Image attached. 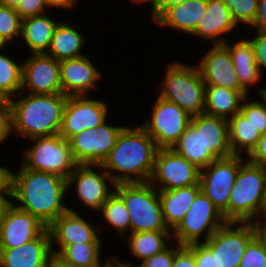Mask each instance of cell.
<instances>
[{"instance_id": "cell-40", "label": "cell", "mask_w": 266, "mask_h": 267, "mask_svg": "<svg viewBox=\"0 0 266 267\" xmlns=\"http://www.w3.org/2000/svg\"><path fill=\"white\" fill-rule=\"evenodd\" d=\"M239 267H266V247L257 236L246 246Z\"/></svg>"}, {"instance_id": "cell-51", "label": "cell", "mask_w": 266, "mask_h": 267, "mask_svg": "<svg viewBox=\"0 0 266 267\" xmlns=\"http://www.w3.org/2000/svg\"><path fill=\"white\" fill-rule=\"evenodd\" d=\"M253 224L256 236L266 247V214L261 215Z\"/></svg>"}, {"instance_id": "cell-54", "label": "cell", "mask_w": 266, "mask_h": 267, "mask_svg": "<svg viewBox=\"0 0 266 267\" xmlns=\"http://www.w3.org/2000/svg\"><path fill=\"white\" fill-rule=\"evenodd\" d=\"M20 0H0V5L16 7L19 4Z\"/></svg>"}, {"instance_id": "cell-48", "label": "cell", "mask_w": 266, "mask_h": 267, "mask_svg": "<svg viewBox=\"0 0 266 267\" xmlns=\"http://www.w3.org/2000/svg\"><path fill=\"white\" fill-rule=\"evenodd\" d=\"M13 174L12 169L0 165V193H13Z\"/></svg>"}, {"instance_id": "cell-44", "label": "cell", "mask_w": 266, "mask_h": 267, "mask_svg": "<svg viewBox=\"0 0 266 267\" xmlns=\"http://www.w3.org/2000/svg\"><path fill=\"white\" fill-rule=\"evenodd\" d=\"M12 108L10 102L0 107V144L6 143L12 134Z\"/></svg>"}, {"instance_id": "cell-55", "label": "cell", "mask_w": 266, "mask_h": 267, "mask_svg": "<svg viewBox=\"0 0 266 267\" xmlns=\"http://www.w3.org/2000/svg\"><path fill=\"white\" fill-rule=\"evenodd\" d=\"M10 102V98L0 90V107H5Z\"/></svg>"}, {"instance_id": "cell-42", "label": "cell", "mask_w": 266, "mask_h": 267, "mask_svg": "<svg viewBox=\"0 0 266 267\" xmlns=\"http://www.w3.org/2000/svg\"><path fill=\"white\" fill-rule=\"evenodd\" d=\"M21 19L33 17L50 11L45 0H20L15 7Z\"/></svg>"}, {"instance_id": "cell-29", "label": "cell", "mask_w": 266, "mask_h": 267, "mask_svg": "<svg viewBox=\"0 0 266 267\" xmlns=\"http://www.w3.org/2000/svg\"><path fill=\"white\" fill-rule=\"evenodd\" d=\"M245 97L240 90L206 85L204 113L229 119L240 112Z\"/></svg>"}, {"instance_id": "cell-9", "label": "cell", "mask_w": 266, "mask_h": 267, "mask_svg": "<svg viewBox=\"0 0 266 267\" xmlns=\"http://www.w3.org/2000/svg\"><path fill=\"white\" fill-rule=\"evenodd\" d=\"M150 105L151 114L142 127L153 138L158 149H172L191 122V116L176 103L157 96Z\"/></svg>"}, {"instance_id": "cell-49", "label": "cell", "mask_w": 266, "mask_h": 267, "mask_svg": "<svg viewBox=\"0 0 266 267\" xmlns=\"http://www.w3.org/2000/svg\"><path fill=\"white\" fill-rule=\"evenodd\" d=\"M266 30V0H258V10L253 24L245 30H249L250 33L252 30Z\"/></svg>"}, {"instance_id": "cell-33", "label": "cell", "mask_w": 266, "mask_h": 267, "mask_svg": "<svg viewBox=\"0 0 266 267\" xmlns=\"http://www.w3.org/2000/svg\"><path fill=\"white\" fill-rule=\"evenodd\" d=\"M229 143L233 155L247 157L256 147L261 134L241 112L228 119Z\"/></svg>"}, {"instance_id": "cell-5", "label": "cell", "mask_w": 266, "mask_h": 267, "mask_svg": "<svg viewBox=\"0 0 266 267\" xmlns=\"http://www.w3.org/2000/svg\"><path fill=\"white\" fill-rule=\"evenodd\" d=\"M266 168L241 164L228 203V222H254L262 215Z\"/></svg>"}, {"instance_id": "cell-2", "label": "cell", "mask_w": 266, "mask_h": 267, "mask_svg": "<svg viewBox=\"0 0 266 267\" xmlns=\"http://www.w3.org/2000/svg\"><path fill=\"white\" fill-rule=\"evenodd\" d=\"M157 151L155 141L141 124L125 125L102 166L115 184L149 182Z\"/></svg>"}, {"instance_id": "cell-39", "label": "cell", "mask_w": 266, "mask_h": 267, "mask_svg": "<svg viewBox=\"0 0 266 267\" xmlns=\"http://www.w3.org/2000/svg\"><path fill=\"white\" fill-rule=\"evenodd\" d=\"M259 98L251 100L246 96L242 102L240 112L250 120L253 127L261 134L266 133V108Z\"/></svg>"}, {"instance_id": "cell-23", "label": "cell", "mask_w": 266, "mask_h": 267, "mask_svg": "<svg viewBox=\"0 0 266 267\" xmlns=\"http://www.w3.org/2000/svg\"><path fill=\"white\" fill-rule=\"evenodd\" d=\"M224 45L229 49L234 69L236 71L238 81L240 84V91H242L246 96H250L251 87L257 88V94L264 88H258V85L263 81L264 78L256 63L255 51L252 43L246 37L239 40H234L233 42L229 40ZM260 82V83H259Z\"/></svg>"}, {"instance_id": "cell-11", "label": "cell", "mask_w": 266, "mask_h": 267, "mask_svg": "<svg viewBox=\"0 0 266 267\" xmlns=\"http://www.w3.org/2000/svg\"><path fill=\"white\" fill-rule=\"evenodd\" d=\"M246 160L245 156L232 155L218 158L200 170V186L203 193L220 210L228 222V203L239 168Z\"/></svg>"}, {"instance_id": "cell-1", "label": "cell", "mask_w": 266, "mask_h": 267, "mask_svg": "<svg viewBox=\"0 0 266 267\" xmlns=\"http://www.w3.org/2000/svg\"><path fill=\"white\" fill-rule=\"evenodd\" d=\"M67 179L49 172L34 171L19 163L13 174V204L32 214L46 227L69 210L63 201Z\"/></svg>"}, {"instance_id": "cell-35", "label": "cell", "mask_w": 266, "mask_h": 267, "mask_svg": "<svg viewBox=\"0 0 266 267\" xmlns=\"http://www.w3.org/2000/svg\"><path fill=\"white\" fill-rule=\"evenodd\" d=\"M5 49L0 48V90L11 99L21 92L23 62L3 54Z\"/></svg>"}, {"instance_id": "cell-20", "label": "cell", "mask_w": 266, "mask_h": 267, "mask_svg": "<svg viewBox=\"0 0 266 267\" xmlns=\"http://www.w3.org/2000/svg\"><path fill=\"white\" fill-rule=\"evenodd\" d=\"M47 227L14 204L0 224V249H12L37 238Z\"/></svg>"}, {"instance_id": "cell-15", "label": "cell", "mask_w": 266, "mask_h": 267, "mask_svg": "<svg viewBox=\"0 0 266 267\" xmlns=\"http://www.w3.org/2000/svg\"><path fill=\"white\" fill-rule=\"evenodd\" d=\"M106 103L99 98H90V95L68 96L59 135L69 140L85 129H96L109 118Z\"/></svg>"}, {"instance_id": "cell-10", "label": "cell", "mask_w": 266, "mask_h": 267, "mask_svg": "<svg viewBox=\"0 0 266 267\" xmlns=\"http://www.w3.org/2000/svg\"><path fill=\"white\" fill-rule=\"evenodd\" d=\"M115 186L102 165H77L67 178V191L74 189V194L78 197L75 198V203L80 201V204L97 214L115 192Z\"/></svg>"}, {"instance_id": "cell-46", "label": "cell", "mask_w": 266, "mask_h": 267, "mask_svg": "<svg viewBox=\"0 0 266 267\" xmlns=\"http://www.w3.org/2000/svg\"><path fill=\"white\" fill-rule=\"evenodd\" d=\"M246 159L251 163L261 165L266 168V133L261 135L256 147L246 157Z\"/></svg>"}, {"instance_id": "cell-36", "label": "cell", "mask_w": 266, "mask_h": 267, "mask_svg": "<svg viewBox=\"0 0 266 267\" xmlns=\"http://www.w3.org/2000/svg\"><path fill=\"white\" fill-rule=\"evenodd\" d=\"M21 23L22 19L14 7L0 5V42L4 46L8 47L20 38Z\"/></svg>"}, {"instance_id": "cell-18", "label": "cell", "mask_w": 266, "mask_h": 267, "mask_svg": "<svg viewBox=\"0 0 266 267\" xmlns=\"http://www.w3.org/2000/svg\"><path fill=\"white\" fill-rule=\"evenodd\" d=\"M92 61L88 55L60 61L63 95L83 96L99 88L98 84L103 79V73Z\"/></svg>"}, {"instance_id": "cell-19", "label": "cell", "mask_w": 266, "mask_h": 267, "mask_svg": "<svg viewBox=\"0 0 266 267\" xmlns=\"http://www.w3.org/2000/svg\"><path fill=\"white\" fill-rule=\"evenodd\" d=\"M202 55L196 65L205 85L240 90L231 53L224 44H215Z\"/></svg>"}, {"instance_id": "cell-45", "label": "cell", "mask_w": 266, "mask_h": 267, "mask_svg": "<svg viewBox=\"0 0 266 267\" xmlns=\"http://www.w3.org/2000/svg\"><path fill=\"white\" fill-rule=\"evenodd\" d=\"M172 267H197L193 251L188 246H181L175 252Z\"/></svg>"}, {"instance_id": "cell-4", "label": "cell", "mask_w": 266, "mask_h": 267, "mask_svg": "<svg viewBox=\"0 0 266 267\" xmlns=\"http://www.w3.org/2000/svg\"><path fill=\"white\" fill-rule=\"evenodd\" d=\"M158 96L176 103L191 117L205 112V88L196 64L172 61L165 65Z\"/></svg>"}, {"instance_id": "cell-38", "label": "cell", "mask_w": 266, "mask_h": 267, "mask_svg": "<svg viewBox=\"0 0 266 267\" xmlns=\"http://www.w3.org/2000/svg\"><path fill=\"white\" fill-rule=\"evenodd\" d=\"M180 247V244L173 241L166 249L145 259L143 262L138 263V265L133 264V261L124 262L115 255L113 256V261L122 267H172L175 252Z\"/></svg>"}, {"instance_id": "cell-24", "label": "cell", "mask_w": 266, "mask_h": 267, "mask_svg": "<svg viewBox=\"0 0 266 267\" xmlns=\"http://www.w3.org/2000/svg\"><path fill=\"white\" fill-rule=\"evenodd\" d=\"M197 130H202V140L217 159L232 156L229 143L228 119L205 113L192 116L190 122Z\"/></svg>"}, {"instance_id": "cell-59", "label": "cell", "mask_w": 266, "mask_h": 267, "mask_svg": "<svg viewBox=\"0 0 266 267\" xmlns=\"http://www.w3.org/2000/svg\"><path fill=\"white\" fill-rule=\"evenodd\" d=\"M4 47V45L0 42V48Z\"/></svg>"}, {"instance_id": "cell-58", "label": "cell", "mask_w": 266, "mask_h": 267, "mask_svg": "<svg viewBox=\"0 0 266 267\" xmlns=\"http://www.w3.org/2000/svg\"><path fill=\"white\" fill-rule=\"evenodd\" d=\"M111 267H122V266L117 265V264L113 261L112 264H111Z\"/></svg>"}, {"instance_id": "cell-27", "label": "cell", "mask_w": 266, "mask_h": 267, "mask_svg": "<svg viewBox=\"0 0 266 267\" xmlns=\"http://www.w3.org/2000/svg\"><path fill=\"white\" fill-rule=\"evenodd\" d=\"M200 190V184L173 190H159L163 218L169 230L173 231L179 225Z\"/></svg>"}, {"instance_id": "cell-22", "label": "cell", "mask_w": 266, "mask_h": 267, "mask_svg": "<svg viewBox=\"0 0 266 267\" xmlns=\"http://www.w3.org/2000/svg\"><path fill=\"white\" fill-rule=\"evenodd\" d=\"M53 256L51 236L46 228L37 238L12 249H0V267H47Z\"/></svg>"}, {"instance_id": "cell-30", "label": "cell", "mask_w": 266, "mask_h": 267, "mask_svg": "<svg viewBox=\"0 0 266 267\" xmlns=\"http://www.w3.org/2000/svg\"><path fill=\"white\" fill-rule=\"evenodd\" d=\"M123 240L128 251L141 262L166 249L172 242L171 230L143 231L128 234Z\"/></svg>"}, {"instance_id": "cell-52", "label": "cell", "mask_w": 266, "mask_h": 267, "mask_svg": "<svg viewBox=\"0 0 266 267\" xmlns=\"http://www.w3.org/2000/svg\"><path fill=\"white\" fill-rule=\"evenodd\" d=\"M13 205V193H0V224Z\"/></svg>"}, {"instance_id": "cell-26", "label": "cell", "mask_w": 266, "mask_h": 267, "mask_svg": "<svg viewBox=\"0 0 266 267\" xmlns=\"http://www.w3.org/2000/svg\"><path fill=\"white\" fill-rule=\"evenodd\" d=\"M60 21L46 12L22 19L20 40L27 46L30 54L46 53L49 49L54 30Z\"/></svg>"}, {"instance_id": "cell-17", "label": "cell", "mask_w": 266, "mask_h": 267, "mask_svg": "<svg viewBox=\"0 0 266 267\" xmlns=\"http://www.w3.org/2000/svg\"><path fill=\"white\" fill-rule=\"evenodd\" d=\"M21 92L44 95L63 94L60 61L45 53L30 54L23 60Z\"/></svg>"}, {"instance_id": "cell-56", "label": "cell", "mask_w": 266, "mask_h": 267, "mask_svg": "<svg viewBox=\"0 0 266 267\" xmlns=\"http://www.w3.org/2000/svg\"><path fill=\"white\" fill-rule=\"evenodd\" d=\"M266 83V82H265ZM260 100H262L265 108H266V84L265 87L258 93Z\"/></svg>"}, {"instance_id": "cell-47", "label": "cell", "mask_w": 266, "mask_h": 267, "mask_svg": "<svg viewBox=\"0 0 266 267\" xmlns=\"http://www.w3.org/2000/svg\"><path fill=\"white\" fill-rule=\"evenodd\" d=\"M188 0H153L151 6V20L154 22L168 7L184 3Z\"/></svg>"}, {"instance_id": "cell-28", "label": "cell", "mask_w": 266, "mask_h": 267, "mask_svg": "<svg viewBox=\"0 0 266 267\" xmlns=\"http://www.w3.org/2000/svg\"><path fill=\"white\" fill-rule=\"evenodd\" d=\"M77 29L73 24L60 20L45 54L58 61L86 55L82 51L84 52L83 48L88 38Z\"/></svg>"}, {"instance_id": "cell-53", "label": "cell", "mask_w": 266, "mask_h": 267, "mask_svg": "<svg viewBox=\"0 0 266 267\" xmlns=\"http://www.w3.org/2000/svg\"><path fill=\"white\" fill-rule=\"evenodd\" d=\"M47 267H73V266H70V265L65 264L58 257H56V256L53 255L49 259V262L47 264Z\"/></svg>"}, {"instance_id": "cell-50", "label": "cell", "mask_w": 266, "mask_h": 267, "mask_svg": "<svg viewBox=\"0 0 266 267\" xmlns=\"http://www.w3.org/2000/svg\"><path fill=\"white\" fill-rule=\"evenodd\" d=\"M45 3L49 10L56 8L58 10L60 9V11L65 9L68 12V10H71L77 6L76 3H79V0H45Z\"/></svg>"}, {"instance_id": "cell-43", "label": "cell", "mask_w": 266, "mask_h": 267, "mask_svg": "<svg viewBox=\"0 0 266 267\" xmlns=\"http://www.w3.org/2000/svg\"><path fill=\"white\" fill-rule=\"evenodd\" d=\"M188 247L193 251L197 267H217L213 253L203 244H190Z\"/></svg>"}, {"instance_id": "cell-37", "label": "cell", "mask_w": 266, "mask_h": 267, "mask_svg": "<svg viewBox=\"0 0 266 267\" xmlns=\"http://www.w3.org/2000/svg\"><path fill=\"white\" fill-rule=\"evenodd\" d=\"M230 10L237 26H247L248 29L256 18L258 0H222Z\"/></svg>"}, {"instance_id": "cell-3", "label": "cell", "mask_w": 266, "mask_h": 267, "mask_svg": "<svg viewBox=\"0 0 266 267\" xmlns=\"http://www.w3.org/2000/svg\"><path fill=\"white\" fill-rule=\"evenodd\" d=\"M67 98L68 96L63 94L19 92L10 99L12 134L27 141L59 134Z\"/></svg>"}, {"instance_id": "cell-14", "label": "cell", "mask_w": 266, "mask_h": 267, "mask_svg": "<svg viewBox=\"0 0 266 267\" xmlns=\"http://www.w3.org/2000/svg\"><path fill=\"white\" fill-rule=\"evenodd\" d=\"M200 169L173 149H158L150 183L157 190H173L199 183Z\"/></svg>"}, {"instance_id": "cell-16", "label": "cell", "mask_w": 266, "mask_h": 267, "mask_svg": "<svg viewBox=\"0 0 266 267\" xmlns=\"http://www.w3.org/2000/svg\"><path fill=\"white\" fill-rule=\"evenodd\" d=\"M70 208L59 216L48 228L51 236V248L53 255L56 256L65 246L74 243H103L101 229L102 224H92L89 219L81 216L79 212ZM99 226H96V225ZM102 227V228H101ZM99 232V233H98ZM54 246H58L55 250Z\"/></svg>"}, {"instance_id": "cell-34", "label": "cell", "mask_w": 266, "mask_h": 267, "mask_svg": "<svg viewBox=\"0 0 266 267\" xmlns=\"http://www.w3.org/2000/svg\"><path fill=\"white\" fill-rule=\"evenodd\" d=\"M99 214L103 217L104 223H107L114 228V231H117L119 238L122 237V240L128 236V233H131V222L128 210L125 206L123 199L114 192L107 201L103 204L101 209L98 211Z\"/></svg>"}, {"instance_id": "cell-57", "label": "cell", "mask_w": 266, "mask_h": 267, "mask_svg": "<svg viewBox=\"0 0 266 267\" xmlns=\"http://www.w3.org/2000/svg\"><path fill=\"white\" fill-rule=\"evenodd\" d=\"M130 2H131L132 4H135V5H136V4H139V5L142 4V5H143L144 3H145V4H146V3H149V5H150V4H152L153 0H130Z\"/></svg>"}, {"instance_id": "cell-13", "label": "cell", "mask_w": 266, "mask_h": 267, "mask_svg": "<svg viewBox=\"0 0 266 267\" xmlns=\"http://www.w3.org/2000/svg\"><path fill=\"white\" fill-rule=\"evenodd\" d=\"M108 119L96 129H85L68 141L78 165H102L115 146L117 137L125 126L108 124Z\"/></svg>"}, {"instance_id": "cell-21", "label": "cell", "mask_w": 266, "mask_h": 267, "mask_svg": "<svg viewBox=\"0 0 266 267\" xmlns=\"http://www.w3.org/2000/svg\"><path fill=\"white\" fill-rule=\"evenodd\" d=\"M239 29L222 0H207L206 12L190 37L194 35L200 40L211 42L212 45L224 44L229 40L227 35L231 36Z\"/></svg>"}, {"instance_id": "cell-8", "label": "cell", "mask_w": 266, "mask_h": 267, "mask_svg": "<svg viewBox=\"0 0 266 267\" xmlns=\"http://www.w3.org/2000/svg\"><path fill=\"white\" fill-rule=\"evenodd\" d=\"M226 222L220 210L200 190L185 217L172 231L173 241L181 246L204 243Z\"/></svg>"}, {"instance_id": "cell-41", "label": "cell", "mask_w": 266, "mask_h": 267, "mask_svg": "<svg viewBox=\"0 0 266 267\" xmlns=\"http://www.w3.org/2000/svg\"><path fill=\"white\" fill-rule=\"evenodd\" d=\"M253 37L250 39L255 51V59L258 69L263 76L264 69L266 70V30H255ZM255 36V37H254Z\"/></svg>"}, {"instance_id": "cell-31", "label": "cell", "mask_w": 266, "mask_h": 267, "mask_svg": "<svg viewBox=\"0 0 266 267\" xmlns=\"http://www.w3.org/2000/svg\"><path fill=\"white\" fill-rule=\"evenodd\" d=\"M102 247L103 243L69 244L56 257L73 267H111L113 255L106 256L105 259L101 258Z\"/></svg>"}, {"instance_id": "cell-7", "label": "cell", "mask_w": 266, "mask_h": 267, "mask_svg": "<svg viewBox=\"0 0 266 267\" xmlns=\"http://www.w3.org/2000/svg\"><path fill=\"white\" fill-rule=\"evenodd\" d=\"M30 140L32 145L22 150L20 161L25 168L53 173L67 179L78 165L73 158L69 141L59 134Z\"/></svg>"}, {"instance_id": "cell-12", "label": "cell", "mask_w": 266, "mask_h": 267, "mask_svg": "<svg viewBox=\"0 0 266 267\" xmlns=\"http://www.w3.org/2000/svg\"><path fill=\"white\" fill-rule=\"evenodd\" d=\"M255 236L252 222H226L203 244L213 253L217 267H239L246 246Z\"/></svg>"}, {"instance_id": "cell-32", "label": "cell", "mask_w": 266, "mask_h": 267, "mask_svg": "<svg viewBox=\"0 0 266 267\" xmlns=\"http://www.w3.org/2000/svg\"><path fill=\"white\" fill-rule=\"evenodd\" d=\"M172 149L200 170L217 159L208 149H205L202 130H197L191 123Z\"/></svg>"}, {"instance_id": "cell-6", "label": "cell", "mask_w": 266, "mask_h": 267, "mask_svg": "<svg viewBox=\"0 0 266 267\" xmlns=\"http://www.w3.org/2000/svg\"><path fill=\"white\" fill-rule=\"evenodd\" d=\"M115 192L128 210L131 233L169 230L163 218L159 190L150 182L119 183Z\"/></svg>"}, {"instance_id": "cell-25", "label": "cell", "mask_w": 266, "mask_h": 267, "mask_svg": "<svg viewBox=\"0 0 266 267\" xmlns=\"http://www.w3.org/2000/svg\"><path fill=\"white\" fill-rule=\"evenodd\" d=\"M206 7L207 0H188L168 7L153 23L190 35L204 16Z\"/></svg>"}]
</instances>
